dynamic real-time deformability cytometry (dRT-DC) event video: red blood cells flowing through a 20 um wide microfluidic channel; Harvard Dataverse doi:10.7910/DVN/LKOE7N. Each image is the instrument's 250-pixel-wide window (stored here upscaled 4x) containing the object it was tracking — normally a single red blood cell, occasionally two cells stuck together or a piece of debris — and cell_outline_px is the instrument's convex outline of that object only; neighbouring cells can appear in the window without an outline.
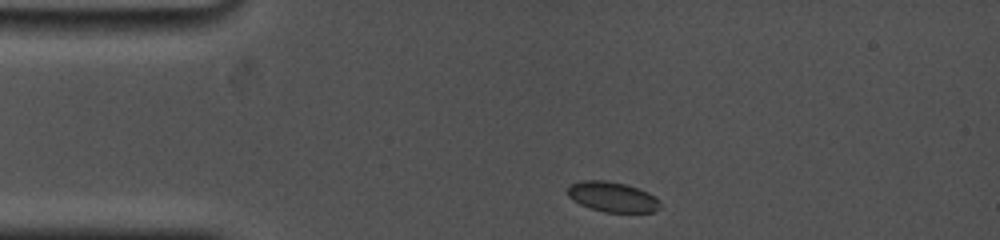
{"species": "common noctule bat (a hibernating species)", "species_latin": "Nyctalus noctula", "temperature_condition": "cold", "stored_images_in_passage": 5, "camera_frame_rate_fps": 5000, "um_per_image_px": 0.085, "animal": {"sex": "female", "body_mass_g": 19.0, "forearm_length_mm": 53.3}, "frame": {"image": 1, "passage_image": 1, "time_ms": 0.0, "image_size_px": [1000, 240], "cell_outline_px": [[660, 208], [652, 212], [604, 212], [580, 204], [568, 196], [568, 188], [572, 184], [580, 180], [604, 180], [624, 184], [648, 192], [656, 196], [660, 200]], "centroid_in_image_um": [52.08, 16.73], "position_along_channel_um": 32.9, "area_um2": 16.13}}